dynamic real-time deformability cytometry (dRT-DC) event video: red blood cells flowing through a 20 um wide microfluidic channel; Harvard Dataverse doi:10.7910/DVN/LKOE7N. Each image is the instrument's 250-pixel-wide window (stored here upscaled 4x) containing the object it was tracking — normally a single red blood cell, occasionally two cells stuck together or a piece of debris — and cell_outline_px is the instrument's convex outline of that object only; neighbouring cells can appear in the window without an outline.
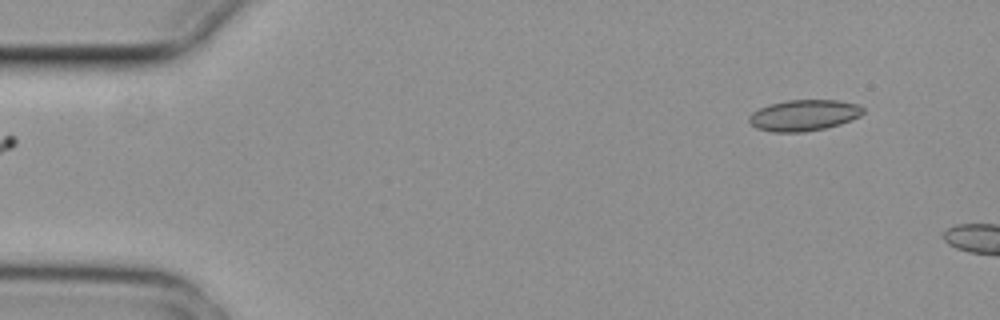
{"species": "common noctule bat (a hibernating species)", "species_latin": "Nyctalus noctula", "temperature_condition": "cold", "stored_images_in_passage": 5, "camera_frame_rate_fps": 3000, "um_per_image_px": 0.085, "animal": {"sex": "female", "body_mass_g": 29.2, "forearm_length_mm": 56.3}, "frame": {"image": 1, "passage_image": 5, "time_ms": 1.333, "image_size_px": [1000, 320], "cell_outline_px": [[864, 112], [860, 116], [840, 124], [824, 128], [804, 132], [772, 132], [756, 128], [748, 120], [748, 116], [752, 112], [768, 104], [788, 100], [836, 100], [856, 104], [864, 108]], "centroid_in_image_um": [68.31, 9.8], "position_along_channel_um": 16.7, "area_um2": 20.63}}